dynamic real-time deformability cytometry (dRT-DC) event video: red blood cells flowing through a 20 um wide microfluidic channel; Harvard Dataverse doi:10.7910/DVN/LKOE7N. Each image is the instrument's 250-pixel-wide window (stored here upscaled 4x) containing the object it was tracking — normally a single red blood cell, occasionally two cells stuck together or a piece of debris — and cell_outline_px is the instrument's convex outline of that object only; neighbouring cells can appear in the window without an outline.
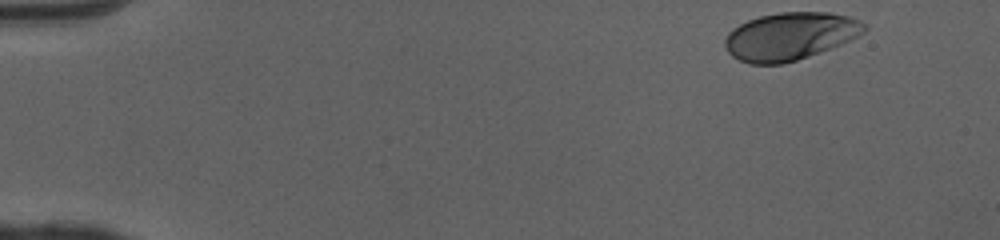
{"species": "human", "species_latin": "Homo sapiens", "temperature_condition": "cold", "stored_images_in_passage": 40, "camera_frame_rate_fps": 3000, "um_per_image_px": 0.085, "donor": {"sex": "female"}, "frame": {"image": 1, "passage_image": 1, "time_ms": 0.0, "image_size_px": [1000, 240], "cell_outline_px": [[868, 28], [864, 32], [840, 44], [820, 52], [796, 60], [780, 64], [748, 64], [732, 56], [728, 52], [724, 44], [724, 40], [728, 32], [732, 28], [748, 20], [760, 16], [780, 12], [828, 12], [848, 16], [868, 24]], "centroid_in_image_um": [67.13, 3.07], "position_along_channel_um": 17.9, "area_um2": 38.61}}
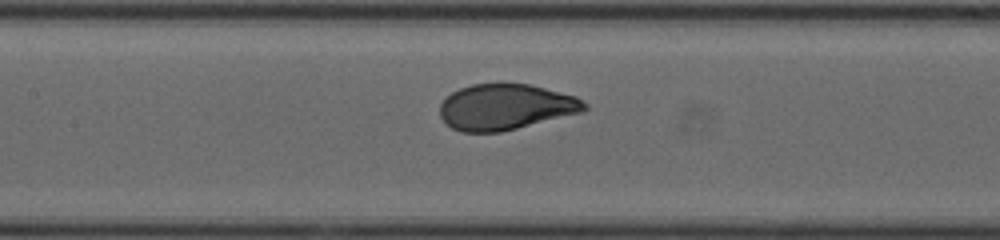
{"frame": {"image": 2, "passage_image": 21, "time_ms": 6.667, "image_size_px": [1000, 240], "cell_outline_px": [[588, 108], [584, 112], [500, 132], [460, 132], [452, 128], [440, 116], [440, 104], [452, 92], [460, 88], [472, 84], [528, 84], [576, 96], [588, 104]], "centroid_in_image_um": [43.0, 9.1], "position_along_channel_um": 164.4, "area_um2": 38.44}}
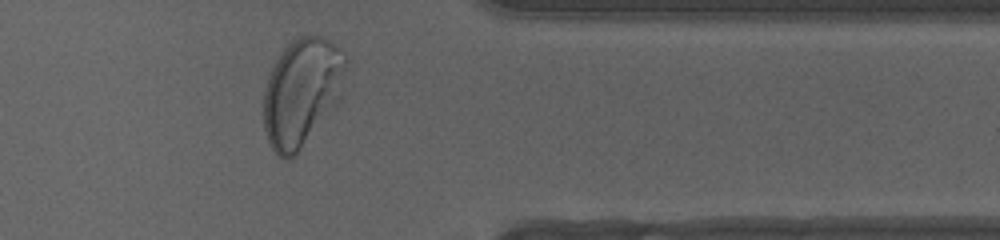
{"frame": {"image": 3, "passage_image": 38, "time_ms": 12.333, "image_size_px": [1000, 240], "cell_outline_px": [[348, 60], [340, 100], [296, 156], [292, 160], [284, 160], [272, 148], [268, 140], [264, 128], [264, 88], [272, 64], [280, 52], [292, 40], [300, 36], [320, 36], [328, 40], [340, 48]], "centroid_in_image_um": [25.66, 7.84], "position_along_channel_um": 385.7, "area_um2": 52.25}, "authors_computed_cell_mechanics": {"area_um2": 39.1884, "velocity_mm_per_s": 4.0581, "shape_relaxation_time_tau1_ms": 2.4181, "shape_relaxation_time_tau2_ms": null, "deformation_change_tau1": 0.1529, "deformation_change_tau2": null}}